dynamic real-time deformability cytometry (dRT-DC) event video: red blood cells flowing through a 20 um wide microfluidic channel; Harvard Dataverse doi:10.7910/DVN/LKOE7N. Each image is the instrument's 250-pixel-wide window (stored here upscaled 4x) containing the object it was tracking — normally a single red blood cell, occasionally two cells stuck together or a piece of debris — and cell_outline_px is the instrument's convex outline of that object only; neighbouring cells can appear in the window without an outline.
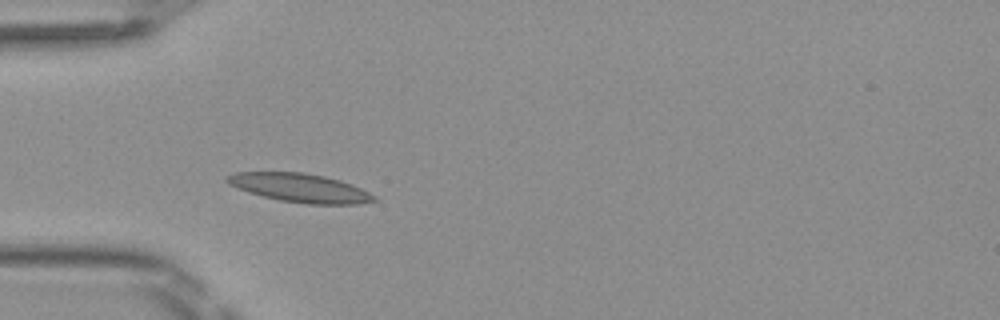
{"species": "Egyptian fruit bat (a non-hibernating species)", "species_latin": "Rousettus aegyptiacus", "temperature_condition": "room temperature", "stored_images_in_passage": 27, "camera_frame_rate_fps": 3000, "um_per_image_px": 0.085, "frame": {"image": 1, "passage_image": 1, "time_ms": 0.0, "image_size_px": [1000, 320], "cell_outline_px": [[376, 200], [356, 204], [308, 204], [280, 200], [248, 192], [228, 184], [224, 180], [224, 176], [236, 172], [304, 172], [324, 176], [340, 180], [352, 184], [376, 196]], "centroid_in_image_um": [25.46, 15.96], "position_along_channel_um": 59.5, "area_um2": 24.51}}
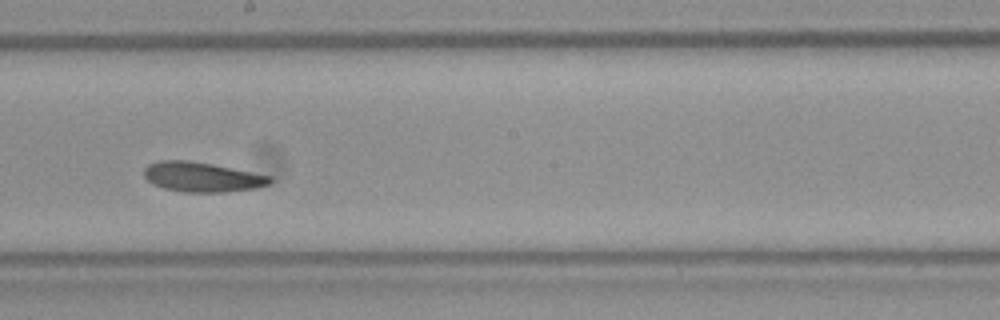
{"frame": {"image": 2, "passage_image": 14, "time_ms": 4.333, "image_size_px": [1000, 320], "cell_outline_px": [[272, 180], [268, 184], [256, 188], [224, 192], [184, 192], [164, 188], [152, 184], [144, 176], [144, 168], [148, 164], [160, 160], [188, 160], [212, 164], [272, 176]], "centroid_in_image_um": [17.15, 15.04], "position_along_channel_um": 231.1, "area_um2": 21.79}}
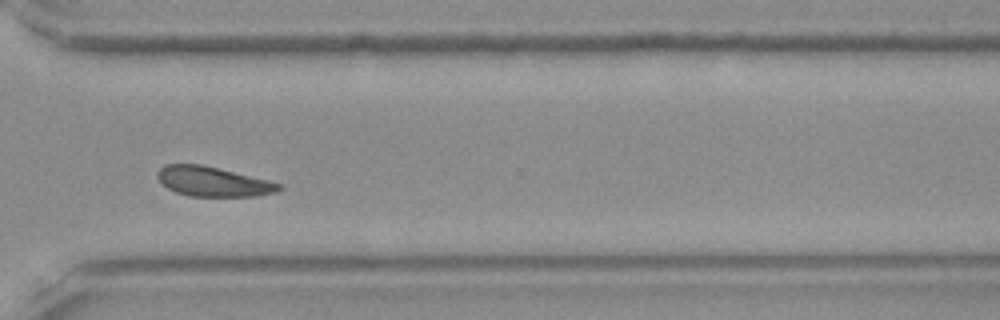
{"frame": {"image": 3, "passage_image": 23, "time_ms": 7.333, "image_size_px": [1000, 320], "cell_outline_px": [[284, 188], [276, 192], [256, 196], [188, 196], [176, 192], [168, 188], [156, 176], [156, 172], [164, 164], [200, 164], [268, 180], [284, 184]], "centroid_in_image_um": [18.12, 15.44], "position_along_channel_um": 352.5, "area_um2": 20.98}, "authors_computed_cell_mechanics": {"area_um2": 22.0218, "velocity_mm_per_s": 4.0398, "shape_relaxation_time_tau1_ms": null, "shape_relaxation_time_tau2_ms": 3.712, "deformation_change_tau1": null, "deformation_change_tau2": 0.0835}}